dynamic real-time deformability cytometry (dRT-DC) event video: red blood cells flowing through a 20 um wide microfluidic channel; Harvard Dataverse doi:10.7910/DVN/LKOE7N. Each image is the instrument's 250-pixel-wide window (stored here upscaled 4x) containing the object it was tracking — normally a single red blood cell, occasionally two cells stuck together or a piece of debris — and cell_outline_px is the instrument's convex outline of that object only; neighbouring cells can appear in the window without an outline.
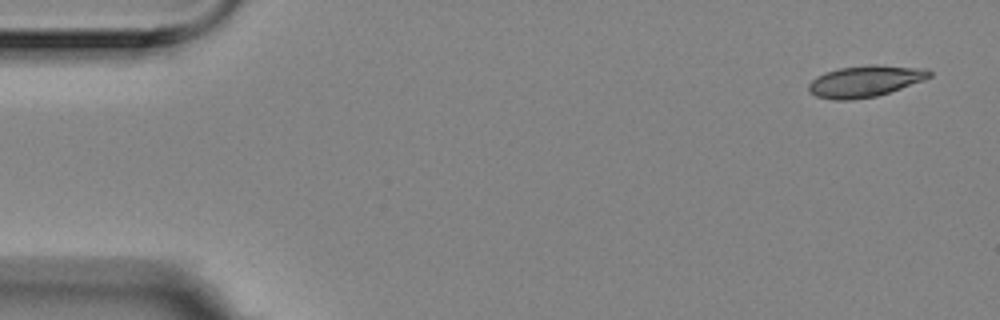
{"species": "Egyptian fruit bat (a non-hibernating species)", "species_latin": "Rousettus aegyptiacus", "temperature_condition": "room temperature", "stored_images_in_passage": 5, "camera_frame_rate_fps": 3000, "um_per_image_px": 0.085, "animal": {"sex": "female"}, "frame": {"image": 1, "passage_image": 1, "time_ms": 0.0, "image_size_px": [1000, 320], "cell_outline_px": [[932, 76], [924, 80], [876, 96], [852, 100], [836, 100], [816, 96], [808, 92], [808, 84], [816, 76], [840, 68], [868, 64], [876, 64], [928, 68], [932, 72]], "centroid_in_image_um": [73.55, 6.89], "position_along_channel_um": 11.4, "area_um2": 22.2}}
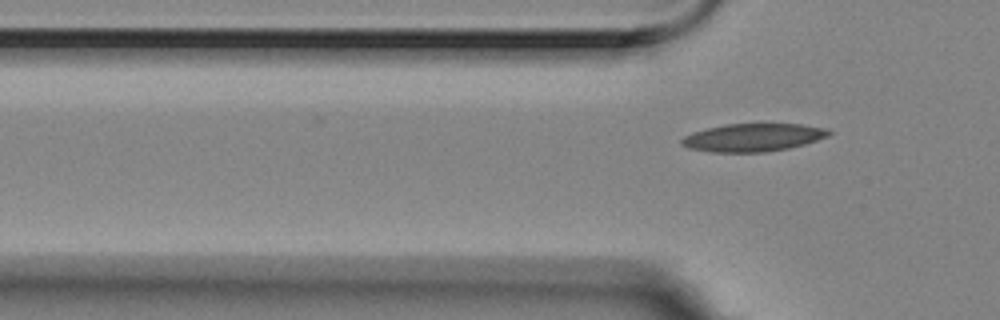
{"frame": {"image": 2, "passage_image": 5, "time_ms": 1.333, "image_size_px": [1000, 320], "cell_outline_px": [[832, 132], [828, 136], [804, 144], [788, 148], [764, 152], [712, 152], [688, 148], [680, 144], [680, 140], [684, 136], [692, 132], [724, 124], [800, 124], [828, 128]], "centroid_in_image_um": [63.99, 11.68], "position_along_channel_um": 61.8, "area_um2": 23.93}}